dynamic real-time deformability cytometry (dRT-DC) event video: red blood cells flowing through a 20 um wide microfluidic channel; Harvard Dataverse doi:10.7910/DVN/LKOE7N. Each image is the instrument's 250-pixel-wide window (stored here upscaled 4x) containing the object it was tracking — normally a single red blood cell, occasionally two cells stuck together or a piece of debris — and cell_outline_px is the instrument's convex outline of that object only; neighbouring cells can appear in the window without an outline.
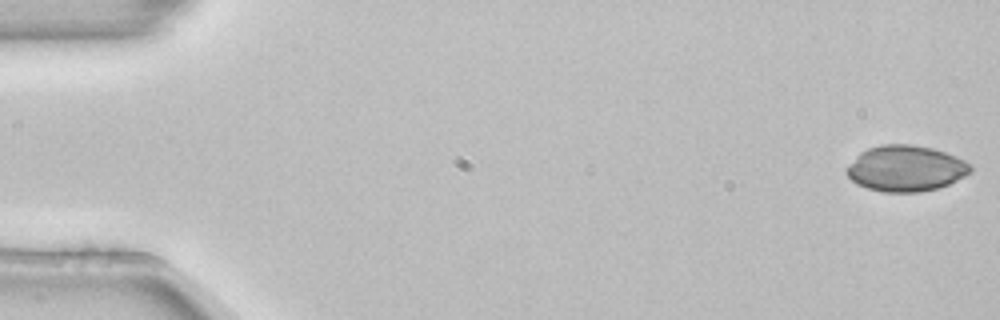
{"species": "common noctule bat (a hibernating species)", "species_latin": "Nyctalus noctula", "temperature_condition": "room temperature", "stored_images_in_passage": 5, "segment_of_instrument_passage": [1, 2], "camera_frame_rate_fps": 3000, "um_per_image_px": 0.085, "animal": {"sex": "female", "body_mass_g": 22.7, "forearm_length_mm": 54.2}, "frame": {"image": 1, "passage_image": 1, "time_ms": 0.0, "image_size_px": [1000, 320], "cell_outline_px": [[972, 172], [948, 184], [936, 188], [920, 192], [884, 192], [868, 188], [856, 184], [844, 172], [844, 168], [860, 152], [868, 148], [880, 144], [912, 144], [932, 148], [944, 152], [964, 160], [972, 164]], "centroid_in_image_um": [76.96, 14.31], "position_along_channel_um": 8.0, "area_um2": 33.29}}